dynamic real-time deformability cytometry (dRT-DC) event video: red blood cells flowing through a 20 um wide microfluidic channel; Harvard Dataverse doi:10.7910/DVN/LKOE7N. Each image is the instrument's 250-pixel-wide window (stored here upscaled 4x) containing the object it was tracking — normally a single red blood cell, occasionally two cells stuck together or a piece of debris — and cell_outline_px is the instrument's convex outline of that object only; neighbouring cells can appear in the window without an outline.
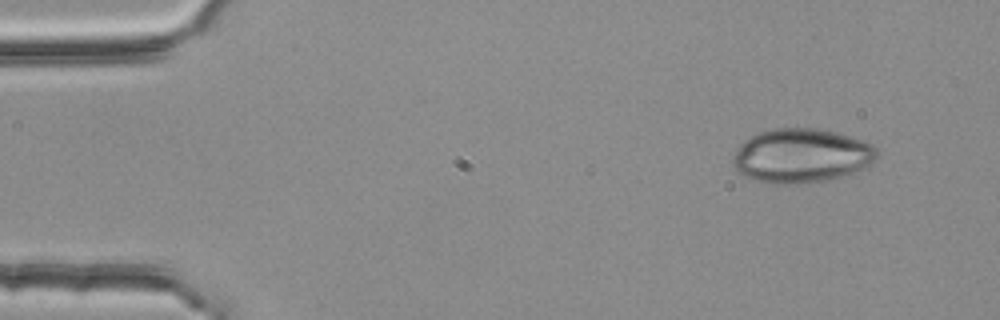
{"species": "common noctule bat (a hibernating species)", "species_latin": "Nyctalus noctula", "temperature_condition": "room temperature", "stored_images_in_passage": 3, "camera_frame_rate_fps": 3000, "um_per_image_px": 0.085, "animal": {"sex": "female", "body_mass_g": 25.1}, "frame": {"image": 1, "passage_image": 1, "time_ms": 0.0, "image_size_px": [1000, 320], "cell_outline_px": [[876, 160], [852, 172], [840, 176], [824, 180], [800, 184], [764, 184], [752, 180], [744, 176], [732, 164], [732, 156], [740, 144], [744, 140], [760, 132], [776, 128], [816, 128], [836, 132], [872, 144], [876, 148]], "centroid_in_image_um": [68.05, 13.24], "position_along_channel_um": 17.0, "area_um2": 45.26}}